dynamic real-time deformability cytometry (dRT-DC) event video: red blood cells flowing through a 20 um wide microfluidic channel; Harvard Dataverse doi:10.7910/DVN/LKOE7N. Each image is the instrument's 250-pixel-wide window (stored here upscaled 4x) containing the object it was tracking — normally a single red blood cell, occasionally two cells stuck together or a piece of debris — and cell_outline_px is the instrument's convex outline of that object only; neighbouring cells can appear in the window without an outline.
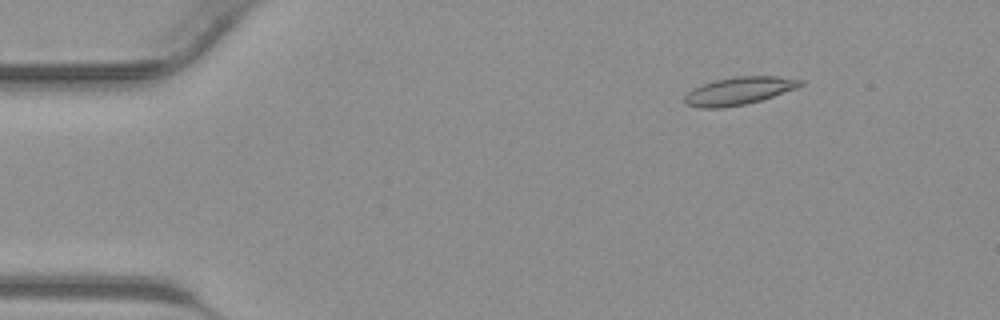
{"species": "common noctule bat (a hibernating species)", "species_latin": "Nyctalus noctula", "temperature_condition": "warm", "stored_images_in_passage": 39, "camera_frame_rate_fps": 3000, "um_per_image_px": 0.085, "animal": {"sex": "male", "body_mass_g": 23.1, "forearm_length_mm": 52.7}, "frame": {"image": 1, "passage_image": 5, "time_ms": 1.333, "image_size_px": [1000, 320], "cell_outline_px": [[804, 84], [796, 88], [760, 100], [744, 104], [720, 108], [700, 108], [684, 104], [684, 96], [692, 88], [716, 80], [736, 76], [776, 76], [804, 80]], "centroid_in_image_um": [62.79, 7.72], "position_along_channel_um": 22.2, "area_um2": 18.55}}
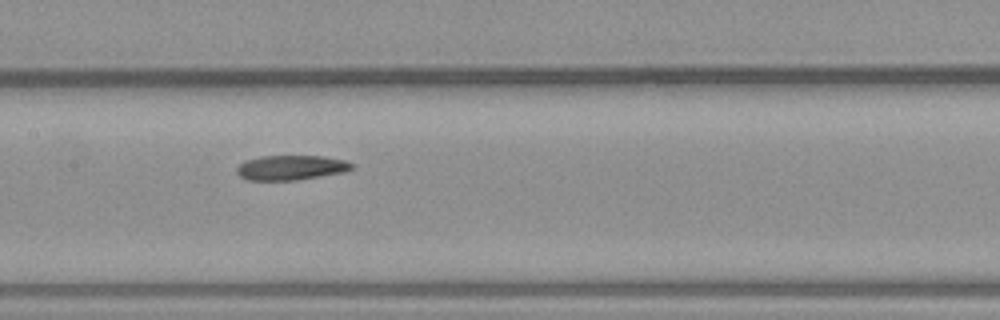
{"frame": {"image": 2, "passage_image": 20, "time_ms": 6.333, "image_size_px": [1000, 320], "cell_outline_px": [[356, 168], [344, 172], [296, 180], [248, 180], [240, 176], [236, 172], [236, 168], [240, 164], [248, 160], [260, 156], [324, 156], [344, 160], [356, 164]], "centroid_in_image_um": [24.79, 14.24], "position_along_channel_um": 182.6, "area_um2": 16.65}}
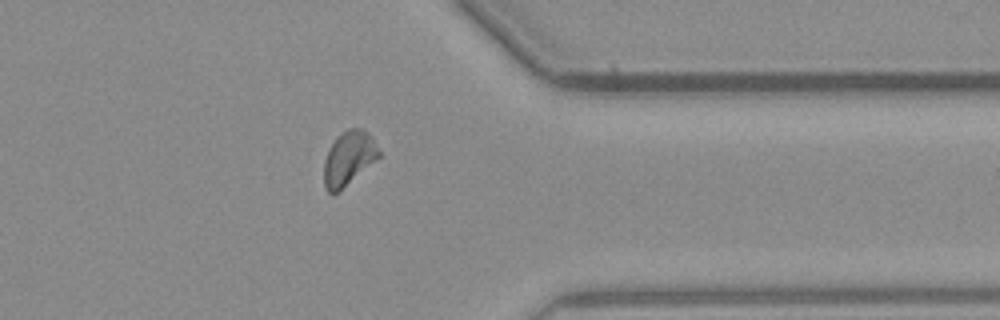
{"frame": {"image": 3, "passage_image": 33, "time_ms": 10.667, "image_size_px": [1000, 320], "cell_outline_px": [[380, 156], [336, 192], [328, 192], [324, 188], [324, 160], [328, 148], [336, 136], [348, 128], [364, 128], [372, 136], [380, 152]], "centroid_in_image_um": [29.62, 13.38], "position_along_channel_um": 381.8, "area_um2": 17.05}}